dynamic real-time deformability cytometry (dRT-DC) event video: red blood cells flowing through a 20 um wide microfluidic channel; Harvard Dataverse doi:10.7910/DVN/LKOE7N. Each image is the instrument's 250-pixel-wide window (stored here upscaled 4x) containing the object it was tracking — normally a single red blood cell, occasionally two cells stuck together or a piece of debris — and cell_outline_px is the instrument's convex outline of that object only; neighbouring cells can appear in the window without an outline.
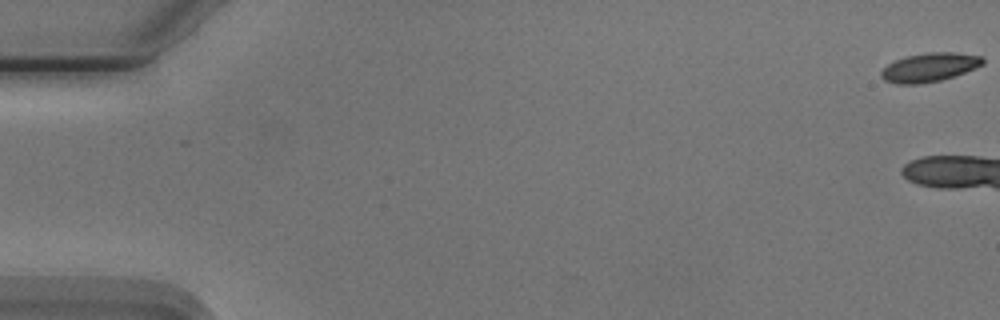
{"species": "Egyptian fruit bat (a non-hibernating species)", "species_latin": "Rousettus aegyptiacus", "temperature_condition": "cold", "stored_images_in_passage": 6, "camera_frame_rate_fps": 3000, "um_per_image_px": 0.085, "animal": {"sex": "male"}, "frame": {"image": 1, "passage_image": 1, "time_ms": 0.0, "image_size_px": [1000, 320], "cell_outline_px": [[984, 64], [976, 68], [956, 76], [940, 80], [920, 84], [896, 84], [884, 80], [880, 76], [880, 72], [888, 64], [896, 60], [908, 56], [928, 52], [956, 52], [984, 56]], "centroid_in_image_um": [79.05, 5.72], "position_along_channel_um": 6.0, "area_um2": 17.22}}